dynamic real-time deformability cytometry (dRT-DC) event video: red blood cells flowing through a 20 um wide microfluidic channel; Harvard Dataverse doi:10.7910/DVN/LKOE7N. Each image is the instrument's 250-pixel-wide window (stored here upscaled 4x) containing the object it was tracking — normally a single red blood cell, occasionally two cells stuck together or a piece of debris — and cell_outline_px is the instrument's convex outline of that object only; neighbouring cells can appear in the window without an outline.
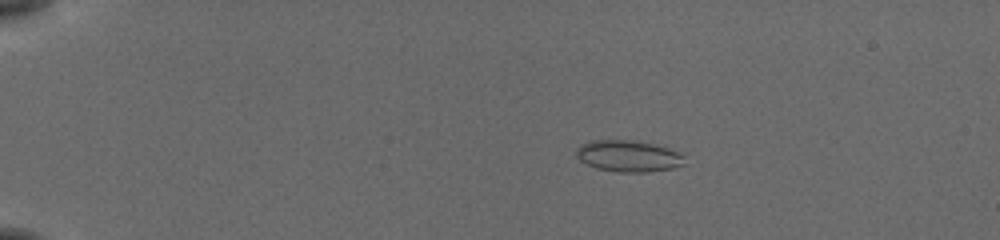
{"species": "common noctule bat (a hibernating species)", "species_latin": "Nyctalus noctula", "temperature_condition": "cold", "stored_images_in_passage": 57, "camera_frame_rate_fps": 3000, "um_per_image_px": 0.085, "animal": {"sex": "female", "body_mass_g": 19.5, "forearm_length_mm": 54.1}, "frame": {"image": 1, "passage_image": 13, "time_ms": 4.0, "image_size_px": [1000, 240], "cell_outline_px": [[684, 164], [672, 168], [648, 172], [616, 172], [596, 168], [580, 160], [576, 156], [576, 148], [580, 144], [592, 140], [632, 140], [652, 144], [668, 148], [684, 156]], "centroid_in_image_um": [53.37, 13.26], "position_along_channel_um": 31.6, "area_um2": 19.77}}
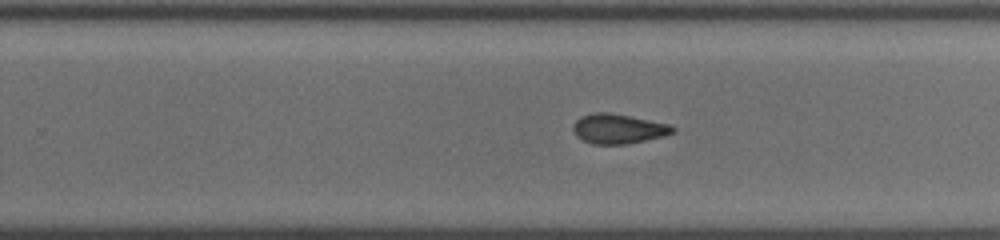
{"frame": {"image": 2, "passage_image": 39, "time_ms": 12.667, "image_size_px": [1000, 240], "cell_outline_px": [[676, 132], [664, 136], [628, 144], [592, 144], [576, 136], [572, 128], [572, 124], [580, 116], [592, 112], [608, 112], [672, 124], [676, 128]], "centroid_in_image_um": [52.57, 10.94], "position_along_channel_um": 277.2, "area_um2": 17.51}}
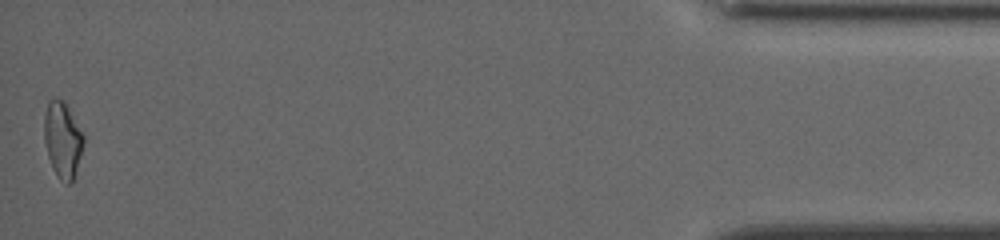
{"frame": {"image": 3, "passage_image": 57, "time_ms": 18.667, "image_size_px": [1000, 240], "cell_outline_px": [[84, 144], [72, 180], [68, 184], [60, 180], [56, 176], [52, 168], [48, 156], [44, 140], [44, 116], [48, 100], [52, 96], [64, 100], [84, 136]], "centroid_in_image_um": [5.29, 11.83], "position_along_channel_um": 429.9, "area_um2": 17.4}, "authors_computed_cell_mechanics": {"area_um2": 17.8602, "velocity_mm_per_s": 3.8118, "shape_relaxation_time_tau1_ms": null, "shape_relaxation_time_tau2_ms": 4.1215, "deformation_change_tau1": null, "deformation_change_tau2": 0.0876}}